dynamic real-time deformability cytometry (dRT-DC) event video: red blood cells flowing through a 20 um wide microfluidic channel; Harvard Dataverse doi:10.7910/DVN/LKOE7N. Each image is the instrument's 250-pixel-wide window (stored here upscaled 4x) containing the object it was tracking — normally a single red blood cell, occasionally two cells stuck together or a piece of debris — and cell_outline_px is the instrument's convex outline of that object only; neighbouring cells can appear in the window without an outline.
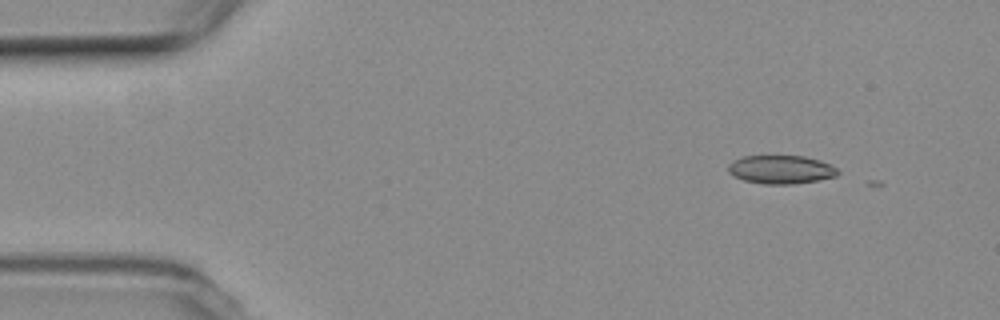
{"species": "common noctule bat (a hibernating species)", "species_latin": "Nyctalus noctula", "temperature_condition": "room temperature", "stored_images_in_passage": 4, "camera_frame_rate_fps": 3000, "um_per_image_px": 0.085, "animal": {"sex": "female", "body_mass_g": 19.3, "forearm_length_mm": 54.1}, "frame": {"image": 1, "passage_image": 1, "time_ms": 0.0, "image_size_px": [1000, 320], "cell_outline_px": [[840, 172], [836, 176], [820, 180], [792, 184], [764, 184], [744, 180], [728, 172], [728, 164], [732, 160], [744, 156], [804, 156], [820, 160], [836, 168]], "centroid_in_image_um": [66.38, 14.41], "position_along_channel_um": 18.6, "area_um2": 18.15}}